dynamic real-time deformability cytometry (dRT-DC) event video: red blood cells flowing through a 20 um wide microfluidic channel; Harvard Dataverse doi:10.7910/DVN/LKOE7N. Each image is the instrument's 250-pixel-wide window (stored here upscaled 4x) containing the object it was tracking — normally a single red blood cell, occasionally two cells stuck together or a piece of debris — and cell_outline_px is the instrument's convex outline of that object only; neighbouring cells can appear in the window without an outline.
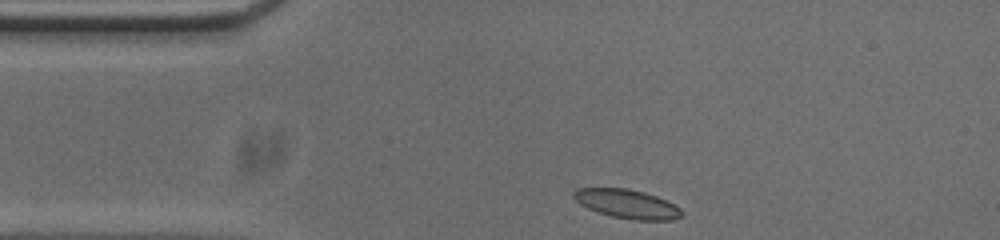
{"species": "common noctule bat (a hibernating species)", "species_latin": "Nyctalus noctula", "temperature_condition": "cold", "stored_images_in_passage": 34, "camera_frame_rate_fps": 3000, "um_per_image_px": 0.085, "animal": {"sex": "male", "body_mass_g": 20.0, "forearm_length_mm": 53.3}, "frame": {"image": 1, "passage_image": 1, "time_ms": 0.0, "image_size_px": [1000, 240], "cell_outline_px": [[684, 212], [680, 216], [672, 220], [632, 220], [612, 216], [588, 208], [580, 204], [572, 196], [572, 192], [576, 188], [628, 188], [644, 192], [656, 196], [680, 208]], "centroid_in_image_um": [53.28, 17.32], "position_along_channel_um": 31.7, "area_um2": 18.09}}
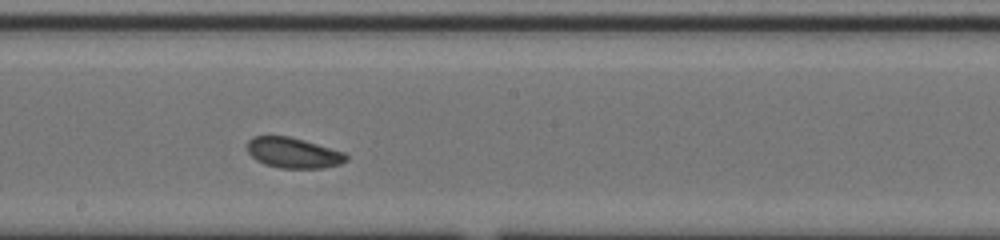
{"frame": {"image": 2, "passage_image": 19, "time_ms": 6.0, "image_size_px": [1000, 240], "cell_outline_px": [[348, 160], [340, 164], [324, 168], [280, 168], [264, 164], [256, 160], [248, 152], [248, 140], [252, 136], [288, 136], [304, 140], [344, 152], [348, 156]], "centroid_in_image_um": [24.94, 12.99], "position_along_channel_um": 223.3, "area_um2": 17.57}}
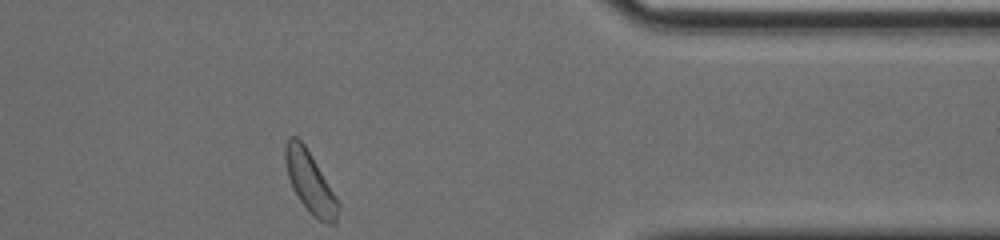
{"frame": {"image": 3, "passage_image": 34, "time_ms": 11.0, "image_size_px": [1000, 240], "cell_outline_px": [[340, 208], [336, 224], [328, 224], [312, 216], [300, 200], [292, 188], [288, 176], [284, 160], [284, 148], [288, 136], [296, 136], [304, 144], [312, 156], [340, 204]], "centroid_in_image_um": [26.34, 15.49], "position_along_channel_um": 385.1, "area_um2": 18.84}, "authors_computed_cell_mechanics": {"area_um2": 17.7446, "velocity_mm_per_s": 3.738, "shape_relaxation_time_tau1_ms": 2.3904, "shape_relaxation_time_tau2_ms": 2.6994, "deformation_change_tau1": 0.0908, "deformation_change_tau2": 0.076}}